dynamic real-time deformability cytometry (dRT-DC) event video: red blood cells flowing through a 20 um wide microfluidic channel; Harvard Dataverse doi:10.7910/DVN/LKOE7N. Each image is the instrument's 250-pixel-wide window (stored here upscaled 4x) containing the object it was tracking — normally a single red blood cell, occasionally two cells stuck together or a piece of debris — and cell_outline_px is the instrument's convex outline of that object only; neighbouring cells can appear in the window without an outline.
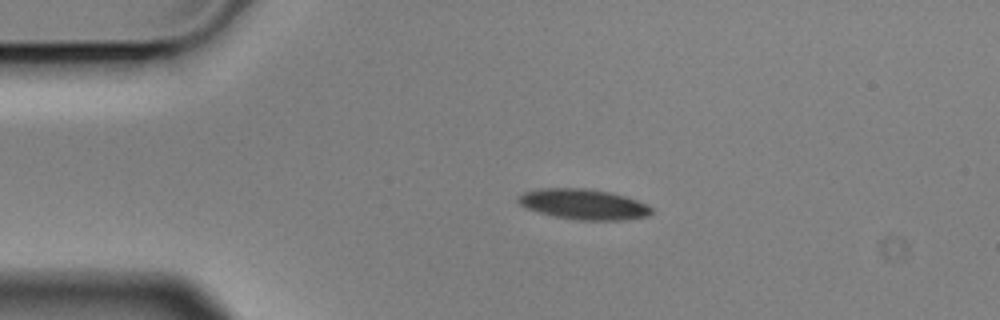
{"species": "Egyptian fruit bat (a non-hibernating species)", "species_latin": "Rousettus aegyptiacus", "temperature_condition": "cold", "stored_images_in_passage": 3, "camera_frame_rate_fps": 3000, "um_per_image_px": 0.085, "animal": {"sex": "male"}, "frame": {"image": 1, "passage_image": 2, "time_ms": 0.333, "image_size_px": [1000, 320], "cell_outline_px": [[652, 212], [648, 216], [620, 220], [576, 220], [556, 216], [540, 212], [528, 208], [520, 204], [516, 200], [524, 192], [540, 188], [584, 188], [608, 192], [624, 196], [648, 204], [652, 208]], "centroid_in_image_um": [49.62, 17.36], "position_along_channel_um": 35.4, "area_um2": 23.35}}